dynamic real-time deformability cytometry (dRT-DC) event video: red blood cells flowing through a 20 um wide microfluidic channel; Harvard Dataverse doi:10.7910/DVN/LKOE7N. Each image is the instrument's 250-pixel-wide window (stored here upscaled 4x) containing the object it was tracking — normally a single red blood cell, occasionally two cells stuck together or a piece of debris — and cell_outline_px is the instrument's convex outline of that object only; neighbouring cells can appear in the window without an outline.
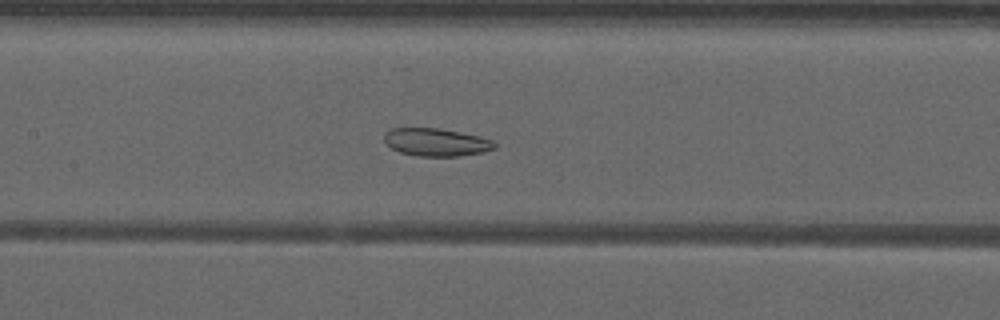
{"species": "common noctule bat (a hibernating species)", "species_latin": "Nyctalus noctula", "temperature_condition": "warm", "stored_images_in_passage": 42, "camera_frame_rate_fps": 3000, "um_per_image_px": 0.085, "animal": {"sex": "male", "forearm_length_mm": 52.5}, "frame": {"image": 1, "passage_image": 14, "time_ms": 4.333, "image_size_px": [1000, 320], "cell_outline_px": [[496, 148], [480, 152], [460, 156], [416, 156], [400, 152], [392, 148], [384, 140], [384, 132], [392, 128], [440, 128], [480, 136], [492, 140], [496, 144]], "centroid_in_image_um": [37.06, 12.08], "position_along_channel_um": 170.3, "area_um2": 17.86}}
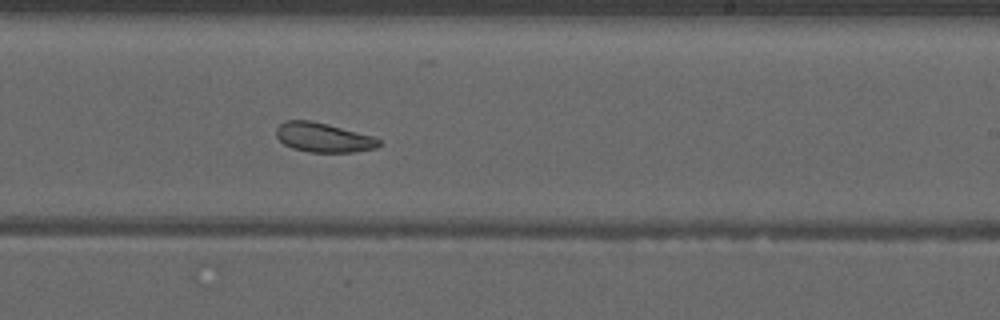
{"frame": {"image": 2, "passage_image": 21, "time_ms": 6.667, "image_size_px": [1000, 320], "cell_outline_px": [[380, 144], [376, 148], [356, 152], [308, 152], [292, 148], [284, 144], [276, 136], [276, 128], [284, 120], [308, 120], [328, 124], [372, 136], [380, 140]], "centroid_in_image_um": [27.46, 11.69], "position_along_channel_um": 261.5, "area_um2": 17.57}}
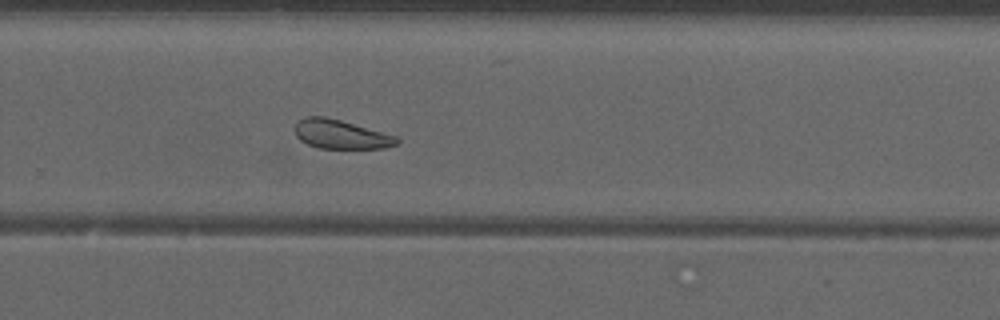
{"frame": {"image": 3, "passage_image": 24, "time_ms": 7.667, "image_size_px": [1000, 320], "cell_outline_px": [[400, 140], [396, 144], [384, 148], [320, 148], [308, 144], [300, 140], [296, 136], [296, 124], [304, 116], [324, 116], [340, 120], [396, 136]], "centroid_in_image_um": [28.95, 11.42], "position_along_channel_um": 300.8, "area_um2": 16.94}, "authors_computed_cell_mechanics": {"area_um2": 19.6809, "velocity_mm_per_s": 3.934, "shape_relaxation_time_tau1_ms": null, "shape_relaxation_time_tau2_ms": 3.438, "deformation_change_tau1": null, "deformation_change_tau2": 0.097}}